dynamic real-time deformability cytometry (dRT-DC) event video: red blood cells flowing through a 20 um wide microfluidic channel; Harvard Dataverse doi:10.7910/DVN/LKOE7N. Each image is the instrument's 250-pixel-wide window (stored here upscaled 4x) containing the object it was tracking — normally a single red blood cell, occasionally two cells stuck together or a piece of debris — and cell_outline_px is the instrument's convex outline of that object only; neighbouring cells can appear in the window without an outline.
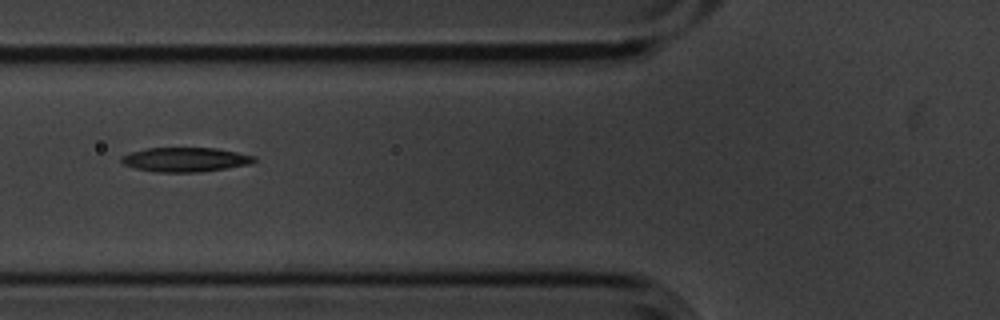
{"species": "common noctule bat (a hibernating species)", "species_latin": "Nyctalus noctula", "temperature_condition": "cold", "stored_images_in_passage": 7, "camera_frame_rate_fps": 3000, "um_per_image_px": 0.085, "animal": {"sex": "male", "body_mass_g": 20.1, "forearm_length_mm": 53.5}, "frame": {"image": 1, "passage_image": 3, "time_ms": 0.667, "image_size_px": [1000, 320], "cell_outline_px": [[256, 160], [248, 164], [200, 172], [156, 172], [136, 168], [124, 164], [120, 160], [120, 156], [132, 152], [148, 148], [216, 148], [256, 156]], "centroid_in_image_um": [15.73, 13.56], "position_along_channel_um": 110.1, "area_um2": 18.61}}
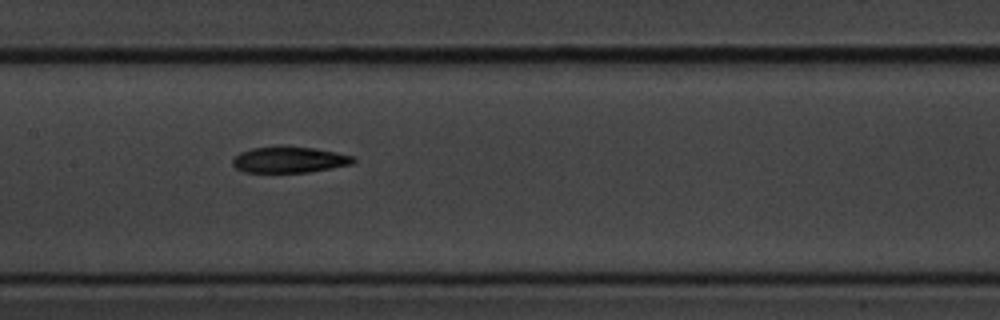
{"frame": {"image": 2, "passage_image": 5, "time_ms": 1.333, "image_size_px": [1000, 320], "cell_outline_px": [[356, 160], [352, 164], [308, 172], [244, 172], [236, 168], [232, 164], [232, 160], [240, 152], [252, 148], [280, 144], [316, 148], [356, 156]], "centroid_in_image_um": [24.6, 13.54], "position_along_channel_um": 182.8, "area_um2": 18.79}}
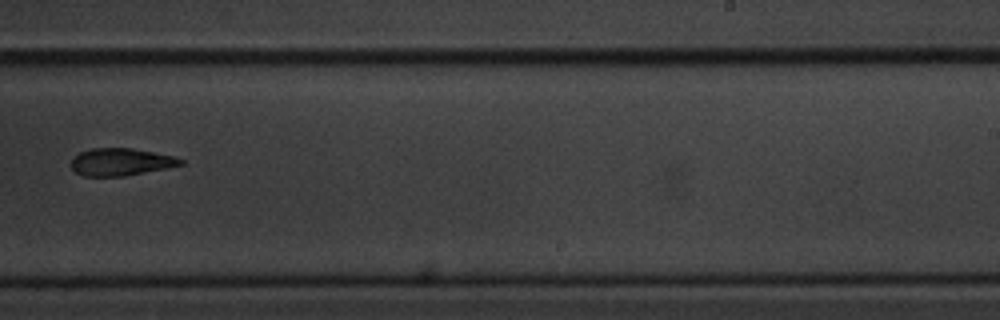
{"frame": {"image": 3, "passage_image": 7, "time_ms": 2.0, "image_size_px": [1000, 320], "cell_outline_px": [[184, 164], [124, 176], [84, 176], [76, 172], [72, 168], [72, 156], [80, 152], [92, 148], [132, 148], [176, 156], [184, 160]], "centroid_in_image_um": [10.27, 13.75], "position_along_channel_um": 278.7, "area_um2": 17.4}}